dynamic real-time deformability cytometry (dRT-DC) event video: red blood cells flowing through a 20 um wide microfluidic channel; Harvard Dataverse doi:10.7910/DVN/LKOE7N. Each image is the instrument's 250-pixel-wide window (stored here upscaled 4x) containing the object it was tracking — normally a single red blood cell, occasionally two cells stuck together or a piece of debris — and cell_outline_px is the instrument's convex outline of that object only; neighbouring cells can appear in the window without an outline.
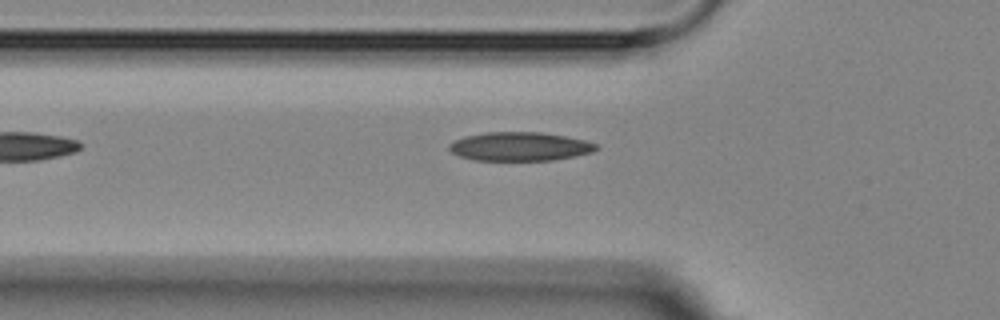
{"species": "Egyptian fruit bat (a non-hibernating species)", "species_latin": "Rousettus aegyptiacus", "temperature_condition": "room temperature", "stored_images_in_passage": 6, "camera_frame_rate_fps": 3000, "um_per_image_px": 0.085, "animal": {"sex": "female"}, "frame": {"image": 1, "passage_image": 5, "time_ms": 4.667, "image_size_px": [1000, 320], "cell_outline_px": [[600, 148], [592, 152], [552, 160], [476, 160], [460, 156], [452, 152], [448, 148], [448, 144], [464, 136], [488, 132], [540, 132], [564, 136], [584, 140], [596, 144]], "centroid_in_image_um": [44.17, 12.45], "position_along_channel_um": 81.6, "area_um2": 24.39}}
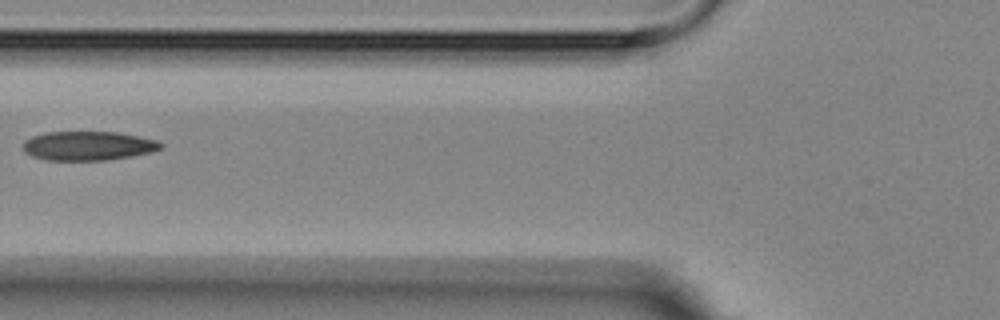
{"frame": {"image": 2, "passage_image": 6, "time_ms": 5.667, "image_size_px": [1000, 320], "cell_outline_px": [[164, 148], [152, 152], [132, 156], [108, 160], [48, 160], [32, 156], [24, 152], [24, 140], [32, 136], [44, 132], [116, 132], [156, 140], [164, 144]], "centroid_in_image_um": [7.5, 12.4], "position_along_channel_um": 118.3, "area_um2": 23.41}}